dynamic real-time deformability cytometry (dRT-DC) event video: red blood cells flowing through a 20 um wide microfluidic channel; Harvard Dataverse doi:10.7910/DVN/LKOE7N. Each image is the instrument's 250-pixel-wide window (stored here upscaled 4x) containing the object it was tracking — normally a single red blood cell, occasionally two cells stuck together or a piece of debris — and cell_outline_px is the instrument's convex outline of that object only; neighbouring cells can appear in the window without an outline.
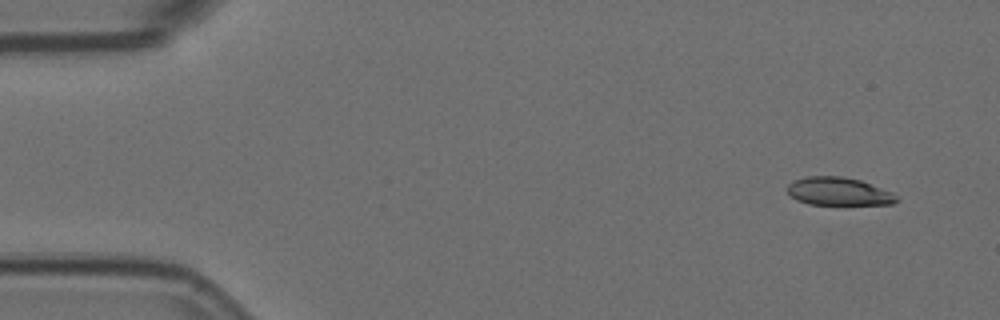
{"species": "Egyptian fruit bat (a non-hibernating species)", "species_latin": "Rousettus aegyptiacus", "temperature_condition": "room temperature", "stored_images_in_passage": 2, "camera_frame_rate_fps": 3000, "um_per_image_px": 0.085, "animal": {"sex": "female"}, "frame": {"image": 1, "passage_image": 1, "time_ms": 0.0, "image_size_px": [1000, 320], "cell_outline_px": [[900, 200], [892, 204], [808, 204], [796, 200], [788, 192], [788, 184], [792, 180], [804, 176], [840, 176], [860, 180], [892, 192]], "centroid_in_image_um": [71.26, 16.26], "position_along_channel_um": 13.7, "area_um2": 17.8}}
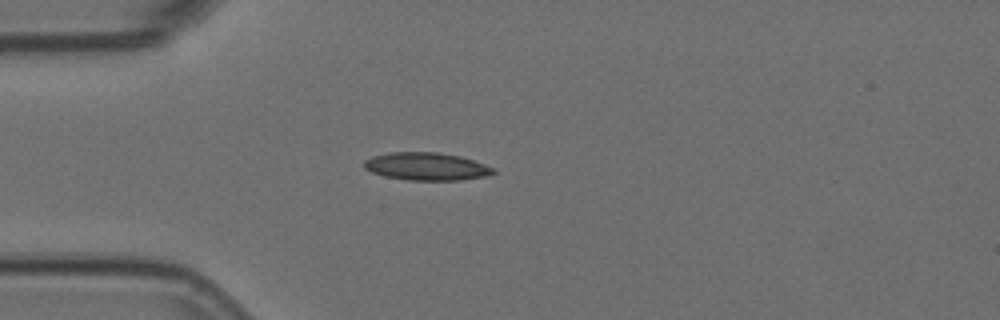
{"frame": {"image": 2, "passage_image": 2, "time_ms": 0.333, "image_size_px": [1000, 320], "cell_outline_px": [[496, 172], [488, 176], [460, 180], [408, 180], [384, 176], [372, 172], [364, 168], [364, 160], [372, 156], [388, 152], [436, 152], [460, 156], [496, 168]], "centroid_in_image_um": [36.26, 14.15], "position_along_channel_um": 48.7, "area_um2": 20.98}}